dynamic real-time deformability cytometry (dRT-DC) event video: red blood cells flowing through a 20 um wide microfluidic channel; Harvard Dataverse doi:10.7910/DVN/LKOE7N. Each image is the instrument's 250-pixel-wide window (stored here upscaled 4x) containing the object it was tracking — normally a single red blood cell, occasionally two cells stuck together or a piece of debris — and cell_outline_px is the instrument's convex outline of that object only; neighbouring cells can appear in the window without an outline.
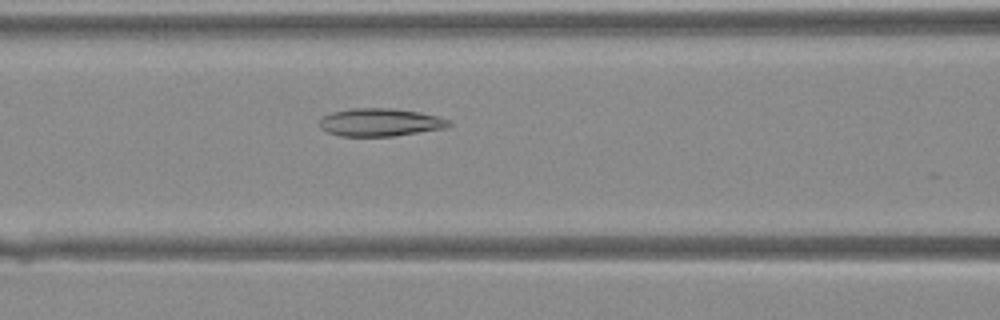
{"species": "Egyptian fruit bat (a non-hibernating species)", "species_latin": "Rousettus aegyptiacus", "temperature_condition": "warm", "stored_images_in_passage": 42, "camera_frame_rate_fps": 3000, "um_per_image_px": 0.085, "animal": {"sex": "female"}, "frame": {"image": 1, "passage_image": 19, "time_ms": 6.0, "image_size_px": [1000, 320], "cell_outline_px": [[452, 124], [448, 128], [392, 136], [340, 136], [328, 132], [320, 128], [320, 120], [324, 116], [332, 112], [352, 108], [392, 108], [416, 112], [436, 116], [448, 120]], "centroid_in_image_um": [32.31, 10.4], "position_along_channel_um": 134.3, "area_um2": 20.87}}
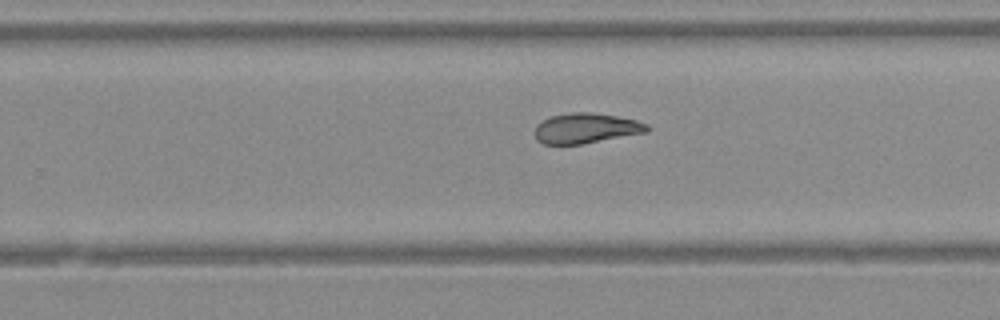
{"frame": {"image": 2, "passage_image": 28, "time_ms": 9.0, "image_size_px": [1000, 320], "cell_outline_px": [[648, 132], [580, 144], [544, 144], [536, 140], [536, 124], [552, 116], [572, 112], [592, 112], [616, 116], [636, 120], [648, 124]], "centroid_in_image_um": [49.81, 10.9], "position_along_channel_um": 280.0, "area_um2": 19.54}}
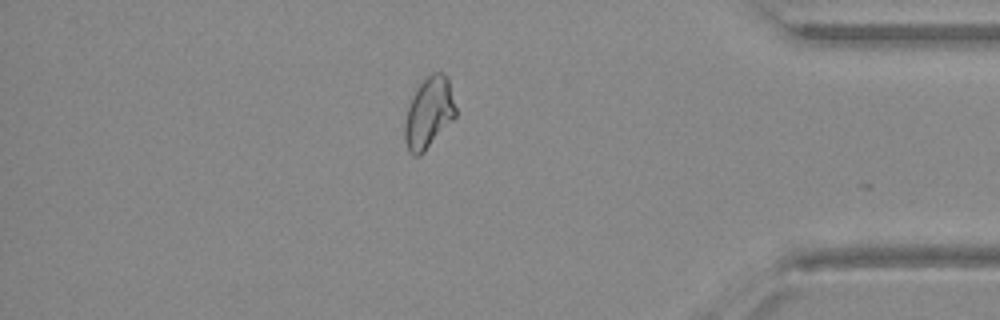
{"frame": {"image": 3, "passage_image": 37, "time_ms": 12.0, "image_size_px": [1000, 320], "cell_outline_px": [[456, 116], [424, 152], [420, 156], [412, 156], [408, 152], [404, 140], [404, 124], [408, 108], [412, 96], [416, 88], [432, 72], [444, 72], [448, 76], [456, 108]], "centroid_in_image_um": [36.44, 9.6], "position_along_channel_um": 398.8, "area_um2": 21.21}}